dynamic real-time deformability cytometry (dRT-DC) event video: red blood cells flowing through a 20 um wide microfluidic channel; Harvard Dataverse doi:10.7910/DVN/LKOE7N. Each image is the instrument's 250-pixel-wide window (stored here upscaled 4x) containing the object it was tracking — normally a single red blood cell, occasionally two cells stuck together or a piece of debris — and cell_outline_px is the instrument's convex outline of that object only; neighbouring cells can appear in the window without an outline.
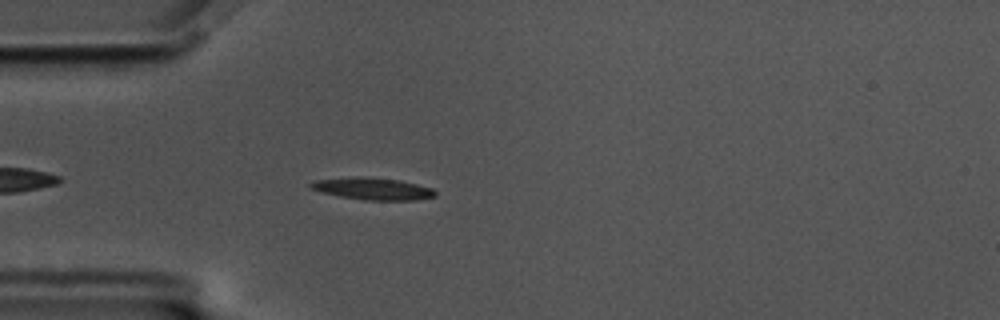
{"species": "common noctule bat (a hibernating species)", "species_latin": "Nyctalus noctula", "temperature_condition": "cold", "stored_images_in_passage": 39, "camera_frame_rate_fps": 3000, "um_per_image_px": 0.085, "animal": {"sex": "male", "body_mass_g": 17.5, "forearm_length_mm": 52.3}, "frame": {"image": 1, "passage_image": 6, "time_ms": 1.667, "image_size_px": [1000, 320], "cell_outline_px": [[436, 196], [416, 200], [364, 200], [340, 196], [324, 192], [312, 188], [308, 184], [312, 180], [400, 180], [432, 188], [436, 192]], "centroid_in_image_um": [31.81, 16.11], "position_along_channel_um": 53.2, "area_um2": 14.62}}
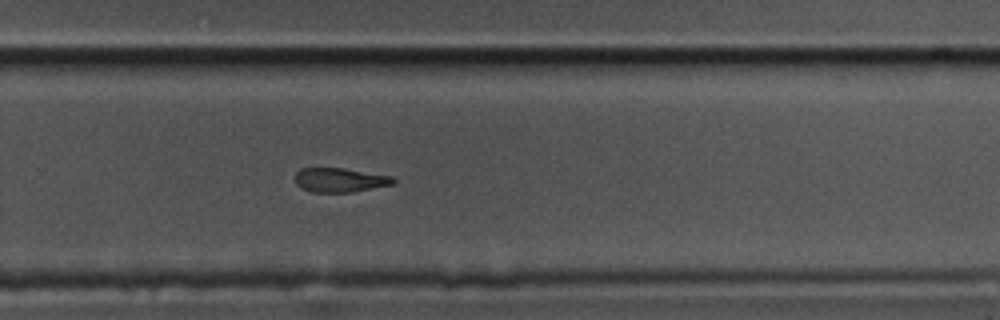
{"frame": {"image": 2, "passage_image": 28, "time_ms": 9.0, "image_size_px": [1000, 320], "cell_outline_px": [[396, 180], [392, 184], [352, 192], [312, 192], [300, 188], [296, 184], [296, 172], [300, 168], [344, 168], [392, 176]], "centroid_in_image_um": [28.86, 15.3], "position_along_channel_um": 300.9, "area_um2": 13.81}, "authors_computed_cell_mechanics": {"area_um2": 14.9702, "velocity_mm_per_s": 3.4796, "shape_relaxation_time_tau1_ms": 4.2553, "shape_relaxation_time_tau2_ms": null, "deformation_change_tau1": 0.1741, "deformation_change_tau2": null}}